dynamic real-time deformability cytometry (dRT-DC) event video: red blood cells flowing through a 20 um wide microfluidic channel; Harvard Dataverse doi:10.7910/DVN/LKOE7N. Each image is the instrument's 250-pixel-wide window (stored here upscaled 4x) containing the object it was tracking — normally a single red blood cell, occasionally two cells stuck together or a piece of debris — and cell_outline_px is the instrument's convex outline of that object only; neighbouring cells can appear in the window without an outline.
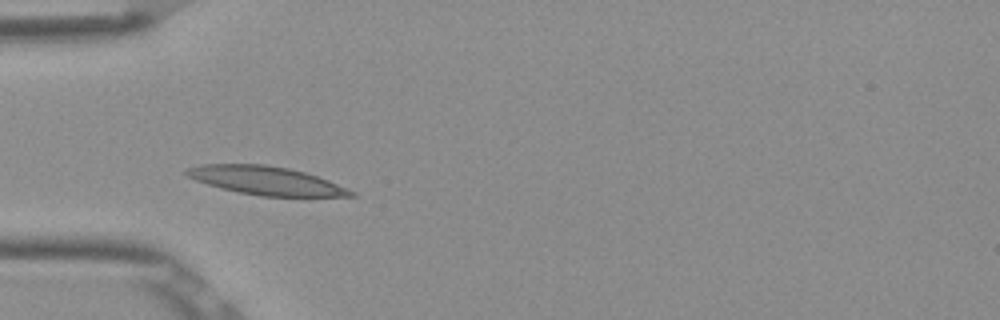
{"species": "Egyptian fruit bat (a non-hibernating species)", "species_latin": "Rousettus aegyptiacus", "temperature_condition": "room temperature", "stored_images_in_passage": 9, "camera_frame_rate_fps": 3000, "um_per_image_px": 0.085, "frame": {"image": 1, "passage_image": 4, "time_ms": 1.0, "image_size_px": [1000, 320], "cell_outline_px": [[356, 196], [260, 196], [220, 188], [196, 180], [188, 176], [184, 172], [184, 168], [204, 164], [264, 164], [288, 168], [304, 172], [328, 180], [348, 188], [356, 192]], "centroid_in_image_um": [22.6, 15.34], "position_along_channel_um": 62.4, "area_um2": 27.05}}
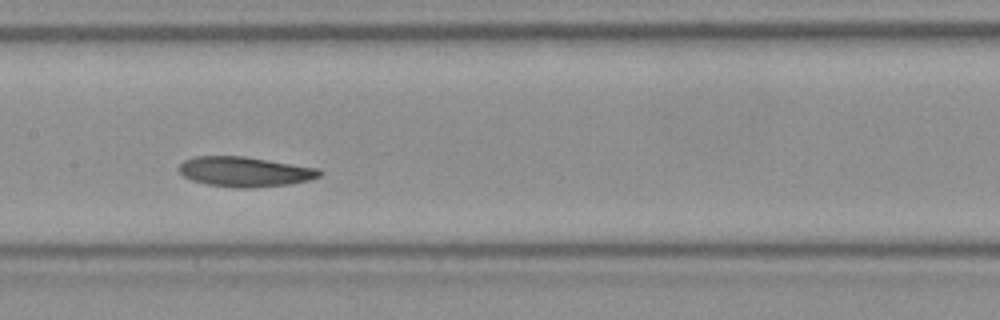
{"frame": {"image": 2, "passage_image": 7, "time_ms": 2.0, "image_size_px": [1000, 320], "cell_outline_px": [[324, 172], [320, 176], [308, 180], [288, 184], [252, 188], [236, 188], [208, 184], [192, 180], [184, 176], [180, 172], [180, 164], [184, 160], [196, 156], [244, 156], [320, 168]], "centroid_in_image_um": [20.85, 14.59], "position_along_channel_um": 186.6, "area_um2": 24.51}}
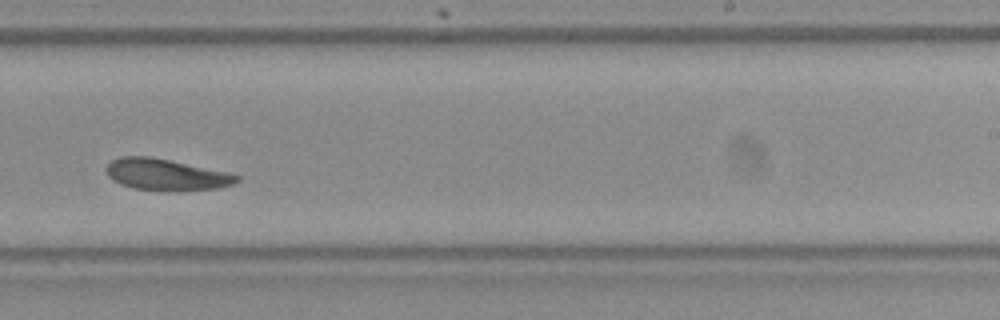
{"frame": {"image": 3, "passage_image": 9, "time_ms": 2.667, "image_size_px": [1000, 320], "cell_outline_px": [[240, 180], [232, 184], [220, 188], [180, 192], [168, 192], [132, 188], [120, 184], [112, 180], [108, 176], [104, 168], [112, 160], [120, 156], [148, 156], [228, 172], [240, 176]], "centroid_in_image_um": [14.11, 14.87], "position_along_channel_um": 274.9, "area_um2": 24.33}}